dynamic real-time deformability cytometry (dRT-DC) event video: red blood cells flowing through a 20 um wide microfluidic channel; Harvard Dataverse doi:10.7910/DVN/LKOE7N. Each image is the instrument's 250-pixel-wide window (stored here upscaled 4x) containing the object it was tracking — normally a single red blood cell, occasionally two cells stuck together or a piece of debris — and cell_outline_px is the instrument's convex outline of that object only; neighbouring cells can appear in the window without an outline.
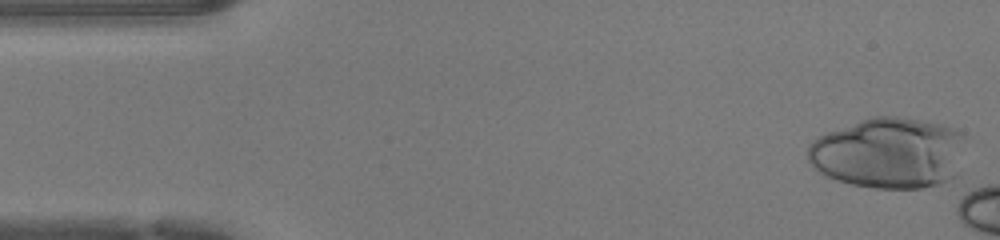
{"species": "human", "species_latin": "Homo sapiens", "temperature_condition": "warm", "stored_images_in_passage": 6, "camera_frame_rate_fps": 3000, "um_per_image_px": 0.085, "donor": {"sex": "female"}, "frame": {"image": 1, "passage_image": 1, "time_ms": 0.0, "image_size_px": [1000, 240], "cell_outline_px": [[968, 136], [960, 176], [940, 184], [924, 188], [872, 188], [852, 184], [836, 180], [824, 176], [808, 160], [808, 148], [812, 140], [828, 132], [860, 120], [872, 116], [896, 116], [944, 124], [956, 128], [964, 132]], "centroid_in_image_um": [75.68, 13.01], "position_along_channel_um": 9.3, "area_um2": 66.64}}